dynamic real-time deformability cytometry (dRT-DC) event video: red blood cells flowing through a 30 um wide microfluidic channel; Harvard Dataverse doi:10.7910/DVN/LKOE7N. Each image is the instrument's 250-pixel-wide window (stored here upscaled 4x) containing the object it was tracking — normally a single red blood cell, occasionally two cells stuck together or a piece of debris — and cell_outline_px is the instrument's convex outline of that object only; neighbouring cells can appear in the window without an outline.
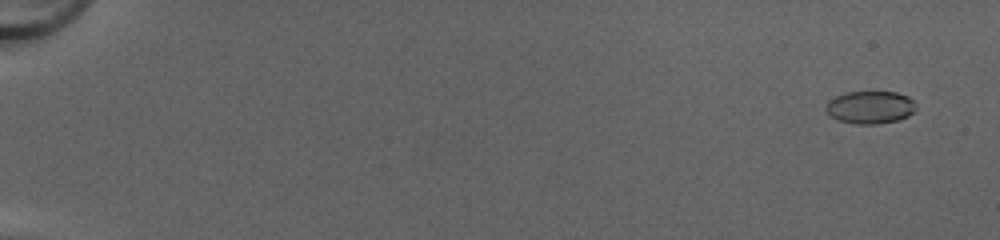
{"species": "common noctule bat (a hibernating species)", "species_latin": "Nyctalus noctula", "temperature_condition": "cold", "stored_images_in_passage": 53, "camera_frame_rate_fps": 3000, "um_per_image_px": 0.085, "animal": {"sex": "female", "body_mass_g": 20.0, "forearm_length_mm": 54.0}, "frame": {"image": 1, "passage_image": 4, "time_ms": 1.0, "image_size_px": [1000, 240], "cell_outline_px": [[916, 108], [908, 116], [896, 120], [876, 124], [856, 124], [836, 120], [824, 108], [824, 104], [828, 100], [836, 96], [848, 92], [896, 92], [908, 96], [912, 100]], "centroid_in_image_um": [73.92, 9.12], "position_along_channel_um": 11.1, "area_um2": 17.11}}
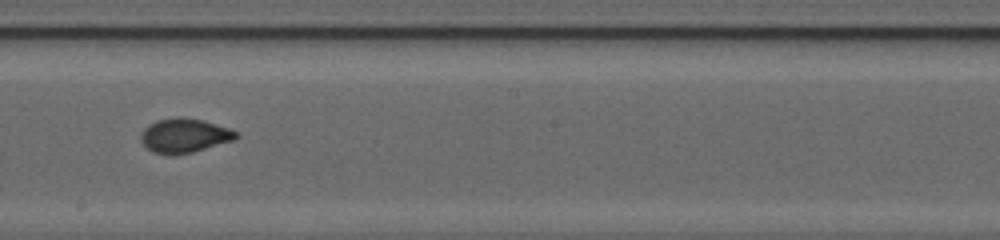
{"frame": {"image": 2, "passage_image": 33, "time_ms": 10.667, "image_size_px": [1000, 240], "cell_outline_px": [[240, 136], [232, 140], [192, 152], [152, 152], [140, 140], [140, 132], [148, 124], [156, 120], [176, 116], [180, 116], [204, 120], [228, 128], [236, 132]], "centroid_in_image_um": [15.65, 11.46], "position_along_channel_um": 232.6, "area_um2": 18.55}}
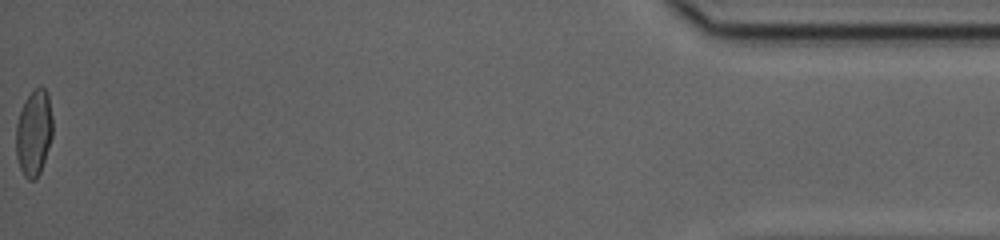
{"frame": {"image": 3, "passage_image": 53, "time_ms": 17.333, "image_size_px": [1000, 240], "cell_outline_px": [[52, 136], [40, 172], [36, 180], [28, 180], [24, 176], [20, 168], [16, 156], [16, 124], [24, 100], [32, 88], [40, 84], [48, 92], [52, 116]], "centroid_in_image_um": [2.87, 11.23], "position_along_channel_um": 432.3, "area_um2": 18.67}, "authors_computed_cell_mechanics": {"area_um2": 18.207, "velocity_mm_per_s": 4.2428, "shape_relaxation_time_tau1_ms": 6.6655, "shape_relaxation_time_tau2_ms": null, "deformation_change_tau1": 0.2323, "deformation_change_tau2": null}}